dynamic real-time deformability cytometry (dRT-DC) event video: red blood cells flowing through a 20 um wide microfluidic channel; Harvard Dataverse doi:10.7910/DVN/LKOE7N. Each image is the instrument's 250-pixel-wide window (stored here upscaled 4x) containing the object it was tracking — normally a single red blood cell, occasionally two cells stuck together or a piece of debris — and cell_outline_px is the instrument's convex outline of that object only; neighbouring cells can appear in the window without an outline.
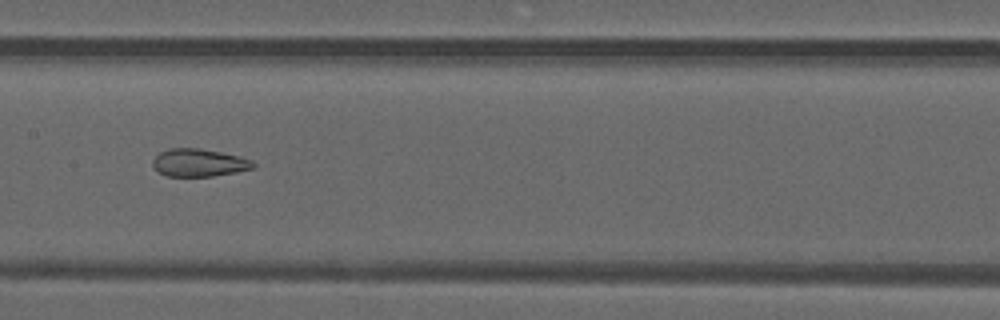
{"species": "common noctule bat (a hibernating species)", "species_latin": "Nyctalus noctula", "temperature_condition": "warm", "stored_images_in_passage": 48, "camera_frame_rate_fps": 3000, "um_per_image_px": 0.085, "animal": {"sex": "male", "forearm_length_mm": 52.5}, "frame": {"image": 1, "passage_image": 24, "time_ms": 7.667, "image_size_px": [1000, 320], "cell_outline_px": [[256, 164], [252, 168], [236, 172], [212, 176], [168, 176], [160, 172], [152, 164], [152, 160], [160, 152], [168, 148], [200, 148], [240, 156], [252, 160]], "centroid_in_image_um": [16.92, 13.82], "position_along_channel_um": 190.5, "area_um2": 16.13}}
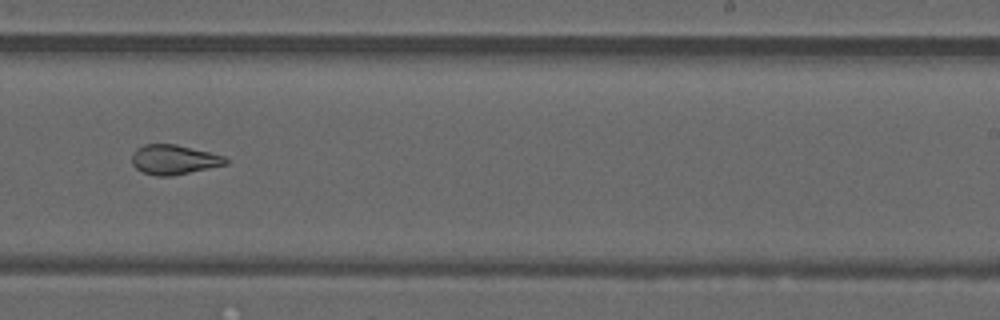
{"frame": {"image": 2, "passage_image": 30, "time_ms": 9.667, "image_size_px": [1000, 320], "cell_outline_px": [[228, 164], [172, 176], [156, 176], [144, 172], [136, 168], [132, 164], [132, 156], [136, 148], [144, 144], [176, 144], [224, 156], [228, 160]], "centroid_in_image_um": [14.77, 13.57], "position_along_channel_um": 274.2, "area_um2": 16.13}}
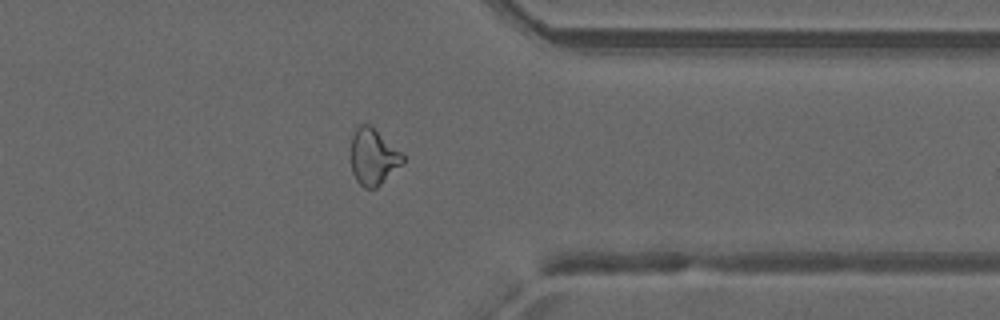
{"frame": {"image": 3, "passage_image": 38, "time_ms": 12.333, "image_size_px": [1000, 320], "cell_outline_px": [[404, 160], [376, 188], [364, 188], [356, 180], [352, 172], [352, 136], [356, 124], [368, 124], [400, 152], [404, 156]], "centroid_in_image_um": [31.67, 13.33], "position_along_channel_um": 379.7, "area_um2": 16.36}, "authors_computed_cell_mechanics": {"area_um2": 19.6809, "velocity_mm_per_s": 4.2109, "shape_relaxation_time_tau1_ms": null, "shape_relaxation_time_tau2_ms": 1.6253, "deformation_change_tau1": null, "deformation_change_tau2": 0.0914}}